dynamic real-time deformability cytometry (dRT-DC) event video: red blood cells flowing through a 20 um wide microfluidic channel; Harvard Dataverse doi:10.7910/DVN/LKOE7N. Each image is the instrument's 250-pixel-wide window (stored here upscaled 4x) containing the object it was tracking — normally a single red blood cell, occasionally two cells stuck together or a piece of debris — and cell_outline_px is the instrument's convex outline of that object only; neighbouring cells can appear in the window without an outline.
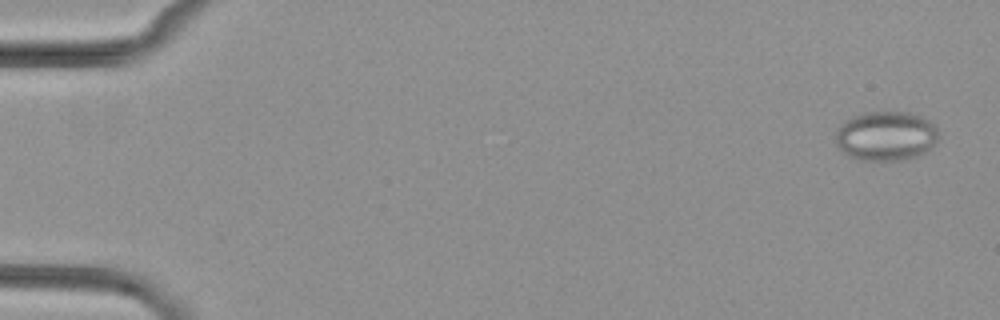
{"species": "common noctule bat (a hibernating species)", "species_latin": "Nyctalus noctula", "temperature_condition": "cold", "stored_images_in_passage": 5, "camera_frame_rate_fps": 3000, "um_per_image_px": 0.085, "animal": {"sex": "female", "body_mass_g": 29.2, "forearm_length_mm": 56.3}, "frame": {"image": 1, "passage_image": 1, "time_ms": 0.0, "image_size_px": [1000, 320], "cell_outline_px": [[936, 140], [924, 152], [916, 156], [900, 160], [860, 160], [848, 156], [836, 144], [836, 128], [844, 120], [852, 116], [864, 112], [908, 112], [920, 116], [936, 124]], "centroid_in_image_um": [75.25, 11.54], "position_along_channel_um": 9.8, "area_um2": 29.54}}